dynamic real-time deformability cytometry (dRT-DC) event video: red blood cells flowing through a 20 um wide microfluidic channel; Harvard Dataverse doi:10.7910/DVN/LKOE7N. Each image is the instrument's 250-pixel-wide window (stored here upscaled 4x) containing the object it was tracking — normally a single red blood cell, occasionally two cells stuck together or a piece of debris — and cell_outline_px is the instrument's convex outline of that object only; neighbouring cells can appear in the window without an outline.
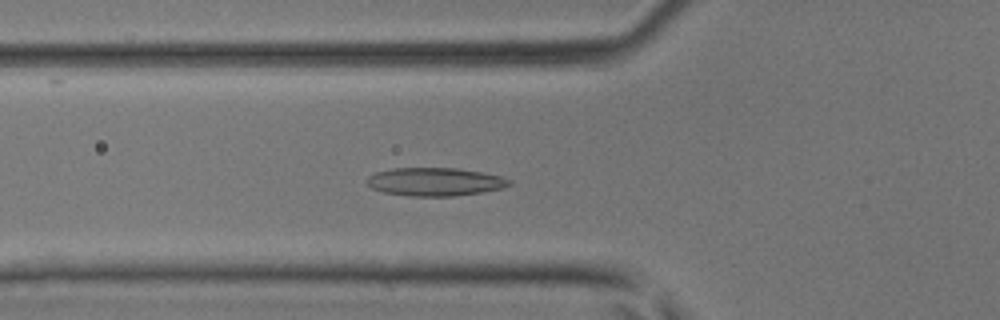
{"species": "common noctule bat (a hibernating species)", "species_latin": "Nyctalus noctula", "temperature_condition": "room temperature", "stored_images_in_passage": 37, "camera_frame_rate_fps": 3000, "um_per_image_px": 0.085, "animal": {"sex": "male", "body_mass_g": 17.9, "forearm_length_mm": 54.2}, "frame": {"image": 1, "passage_image": 16, "time_ms": 5.0, "image_size_px": [1000, 320], "cell_outline_px": [[512, 184], [504, 188], [484, 192], [456, 196], [408, 196], [384, 192], [372, 188], [368, 184], [368, 176], [376, 172], [392, 168], [456, 168], [480, 172], [500, 176], [512, 180]], "centroid_in_image_um": [37.01, 15.46], "position_along_channel_um": 88.8, "area_um2": 23.47}}
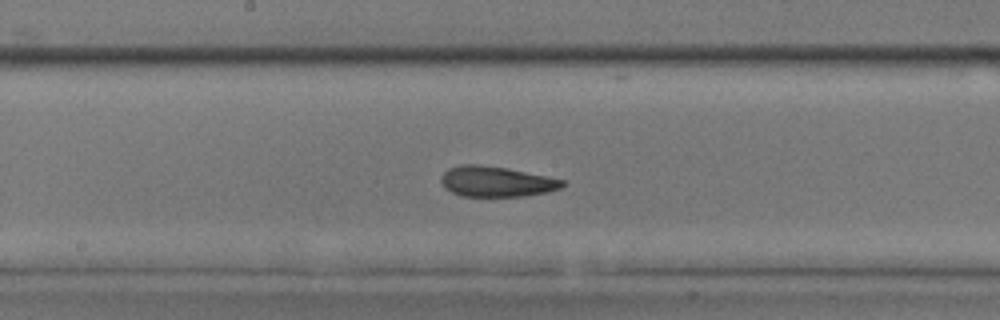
{"frame": {"image": 2, "passage_image": 24, "time_ms": 7.667, "image_size_px": [1000, 320], "cell_outline_px": [[564, 184], [560, 188], [548, 192], [524, 196], [464, 196], [452, 192], [444, 188], [440, 180], [440, 176], [448, 168], [460, 164], [476, 164], [508, 168], [548, 176], [564, 180]], "centroid_in_image_um": [42.17, 15.42], "position_along_channel_um": 206.0, "area_um2": 21.62}}
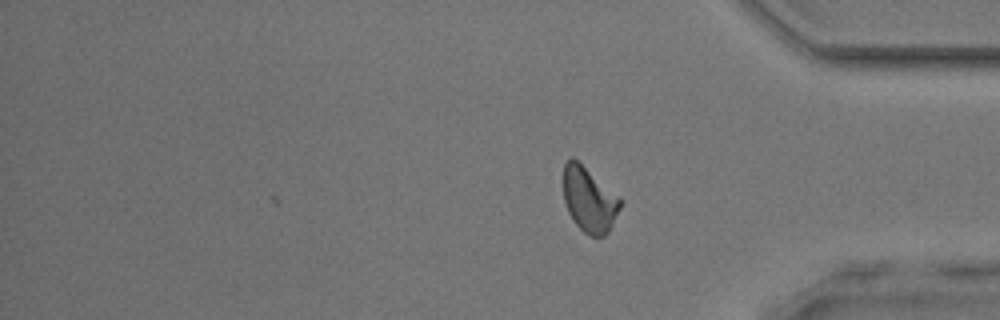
{"frame": {"image": 3, "passage_image": 37, "time_ms": 12.0, "image_size_px": [1000, 320], "cell_outline_px": [[620, 208], [608, 232], [604, 236], [592, 236], [584, 232], [572, 220], [568, 212], [564, 200], [564, 164], [572, 156], [620, 200]], "centroid_in_image_um": [50.03, 17.01], "position_along_channel_um": 385.2, "area_um2": 20.63}}